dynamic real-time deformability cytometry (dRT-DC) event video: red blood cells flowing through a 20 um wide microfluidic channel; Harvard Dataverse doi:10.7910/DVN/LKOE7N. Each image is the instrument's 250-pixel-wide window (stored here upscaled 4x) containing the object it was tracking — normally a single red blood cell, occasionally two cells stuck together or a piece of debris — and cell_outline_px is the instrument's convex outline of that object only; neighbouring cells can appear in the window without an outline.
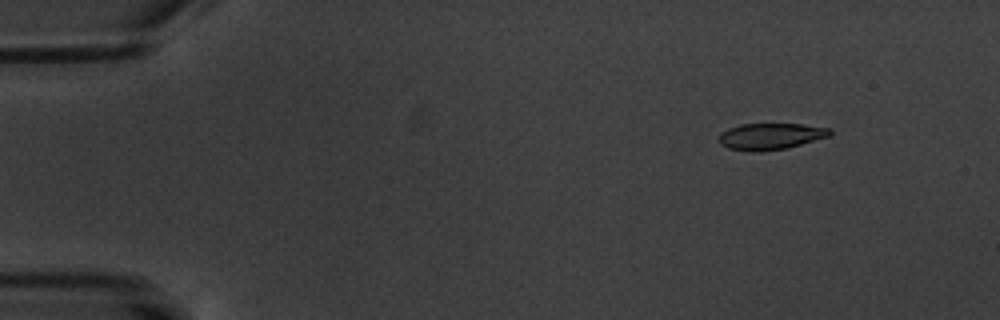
{"species": "common noctule bat (a hibernating species)", "species_latin": "Nyctalus noctula", "temperature_condition": "warm", "stored_images_in_passage": 6, "segment_of_instrument_passage": [1, 2], "camera_frame_rate_fps": 3000, "um_per_image_px": 0.085, "animal": {"sex": "male", "body_mass_g": 20.1, "forearm_length_mm": 53.5}, "frame": {"image": 1, "passage_image": 2, "time_ms": 1.333, "image_size_px": [1000, 320], "cell_outline_px": [[832, 132], [828, 136], [788, 148], [756, 152], [752, 152], [728, 148], [720, 144], [720, 132], [728, 128], [740, 124], [804, 124], [832, 128]], "centroid_in_image_um": [65.5, 11.58], "position_along_channel_um": 19.5, "area_um2": 17.17}}
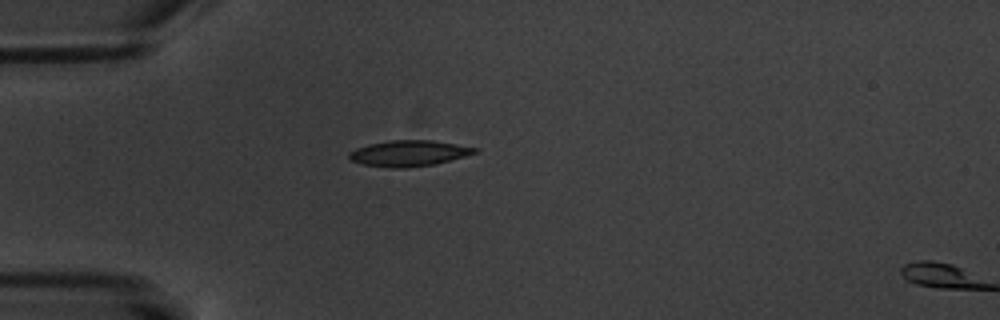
{"frame": {"image": 2, "passage_image": 5, "time_ms": 4.667, "image_size_px": [1000, 320], "cell_outline_px": [[476, 152], [464, 156], [436, 164], [408, 168], [392, 168], [364, 164], [352, 160], [348, 156], [348, 152], [356, 148], [368, 144], [388, 140], [432, 140], [456, 144], [476, 148]], "centroid_in_image_um": [34.71, 13.03], "position_along_channel_um": 50.3, "area_um2": 18.84}}